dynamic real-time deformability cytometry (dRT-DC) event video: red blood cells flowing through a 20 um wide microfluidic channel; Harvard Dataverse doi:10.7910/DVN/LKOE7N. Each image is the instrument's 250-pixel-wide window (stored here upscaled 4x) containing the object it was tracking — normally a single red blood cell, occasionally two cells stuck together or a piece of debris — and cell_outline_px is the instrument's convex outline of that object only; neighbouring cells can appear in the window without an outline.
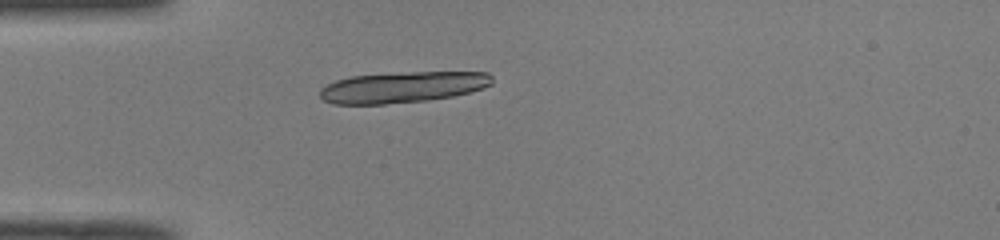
{"species": "common noctule bat (a hibernating species)", "species_latin": "Nyctalus noctula", "temperature_condition": "room temperature", "stored_images_in_passage": 36, "camera_frame_rate_fps": 3000, "um_per_image_px": 0.085, "animal": {"sex": "male", "body_mass_g": 19.0, "forearm_length_mm": 50.8}, "frame": {"image": 1, "passage_image": 1, "time_ms": 0.0, "image_size_px": [1000, 240], "cell_outline_px": [[492, 84], [484, 88], [452, 96], [428, 100], [384, 104], [332, 104], [324, 100], [320, 96], [320, 88], [336, 80], [352, 76], [412, 72], [488, 72], [492, 76]], "centroid_in_image_um": [34.23, 7.41], "position_along_channel_um": 50.8, "area_um2": 30.98}}